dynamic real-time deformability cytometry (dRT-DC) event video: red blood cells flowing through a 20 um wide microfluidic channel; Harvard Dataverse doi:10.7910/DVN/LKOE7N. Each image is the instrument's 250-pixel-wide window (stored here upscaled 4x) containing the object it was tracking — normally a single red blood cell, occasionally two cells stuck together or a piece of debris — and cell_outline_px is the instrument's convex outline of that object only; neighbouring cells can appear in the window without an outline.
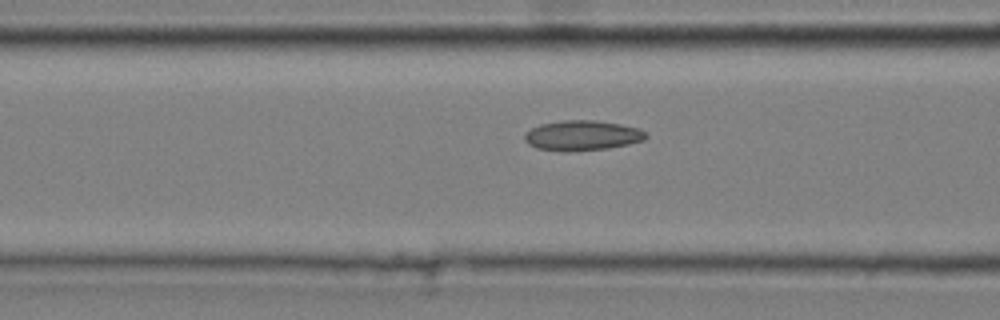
{"species": "common noctule bat (a hibernating species)", "species_latin": "Nyctalus noctula", "temperature_condition": "cold", "stored_images_in_passage": 13, "camera_frame_rate_fps": 3000, "um_per_image_px": 0.085, "animal": {"sex": "male", "body_mass_g": 20.4}, "frame": {"image": 1, "passage_image": 11, "time_ms": 3.333, "image_size_px": [1000, 320], "cell_outline_px": [[648, 136], [644, 140], [628, 144], [608, 148], [560, 152], [536, 148], [528, 144], [524, 140], [524, 132], [540, 124], [564, 120], [596, 120], [620, 124], [640, 128], [648, 132]], "centroid_in_image_um": [49.48, 11.51], "position_along_channel_um": 117.1, "area_um2": 21.5}}